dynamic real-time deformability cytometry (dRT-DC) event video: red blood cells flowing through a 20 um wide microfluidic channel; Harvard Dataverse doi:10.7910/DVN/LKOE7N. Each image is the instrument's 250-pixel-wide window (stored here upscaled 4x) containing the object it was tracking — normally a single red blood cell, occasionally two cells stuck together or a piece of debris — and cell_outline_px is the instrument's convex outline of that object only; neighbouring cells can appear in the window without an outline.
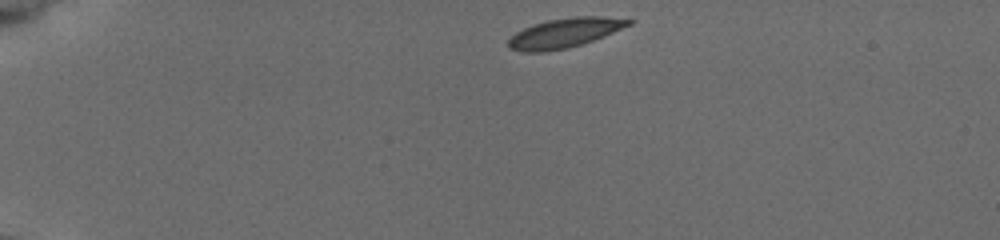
{"species": "common noctule bat (a hibernating species)", "species_latin": "Nyctalus noctula", "temperature_condition": "cold", "stored_images_in_passage": 44, "camera_frame_rate_fps": 3000, "um_per_image_px": 0.085, "animal": {"sex": "female", "body_mass_g": 19.5, "forearm_length_mm": 54.1}, "frame": {"image": 1, "passage_image": 1, "time_ms": 0.0, "image_size_px": [1000, 240], "cell_outline_px": [[632, 24], [592, 40], [568, 48], [544, 52], [524, 52], [512, 48], [508, 44], [508, 40], [516, 32], [524, 28], [548, 20], [576, 16], [600, 16], [632, 20]], "centroid_in_image_um": [47.98, 2.8], "position_along_channel_um": 37.0, "area_um2": 20.17}}
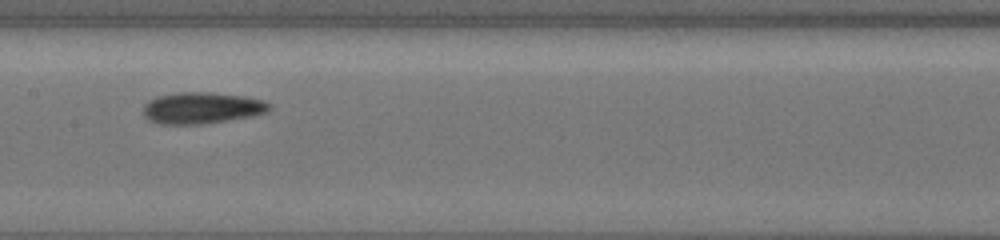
{"frame": {"image": 2, "passage_image": 19, "time_ms": 6.0, "image_size_px": [1000, 240], "cell_outline_px": [[272, 108], [268, 112], [252, 116], [200, 124], [160, 124], [148, 120], [144, 116], [144, 108], [152, 100], [160, 96], [180, 92], [212, 92], [244, 96], [264, 100], [272, 104]], "centroid_in_image_um": [17.23, 9.18], "position_along_channel_um": 190.2, "area_um2": 22.95}}
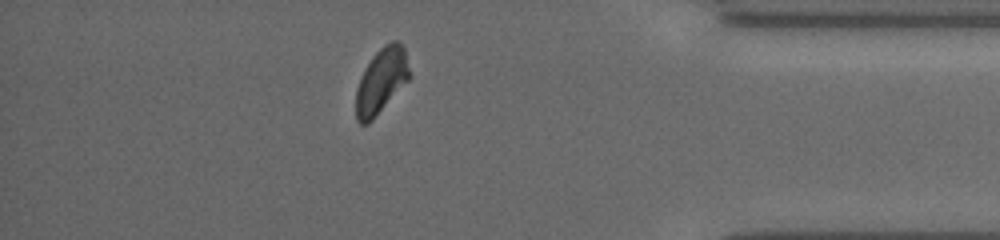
{"frame": {"image": 3, "passage_image": 38, "time_ms": 12.333, "image_size_px": [1000, 240], "cell_outline_px": [[408, 80], [372, 120], [368, 124], [360, 124], [356, 120], [356, 88], [372, 56], [384, 44], [392, 40], [396, 40], [404, 48], [408, 68]], "centroid_in_image_um": [32.38, 6.88], "position_along_channel_um": 402.8, "area_um2": 19.77}, "authors_computed_cell_mechanics": {"area_um2": 20.9525, "velocity_mm_per_s": 3.7426, "shape_relaxation_time_tau1_ms": 2.483, "shape_relaxation_time_tau2_ms": 1.6066, "deformation_change_tau1": 0.1113, "deformation_change_tau2": 0.0662}}